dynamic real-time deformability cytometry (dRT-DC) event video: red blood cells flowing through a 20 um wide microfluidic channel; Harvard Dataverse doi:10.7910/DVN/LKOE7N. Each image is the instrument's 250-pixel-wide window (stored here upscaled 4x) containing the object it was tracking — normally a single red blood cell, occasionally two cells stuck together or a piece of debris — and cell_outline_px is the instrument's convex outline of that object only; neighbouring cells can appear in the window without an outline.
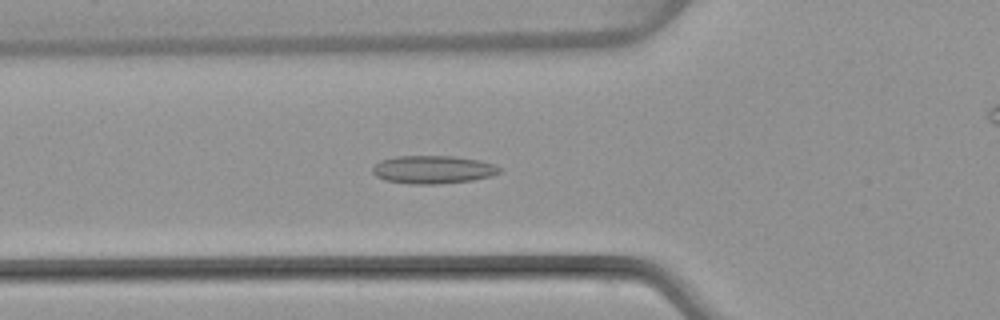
{"species": "common noctule bat (a hibernating species)", "species_latin": "Nyctalus noctula", "temperature_condition": "warm", "stored_images_in_passage": 51, "camera_frame_rate_fps": 3000, "um_per_image_px": 0.085, "animal": {"sex": "female", "body_mass_g": 22.7, "forearm_length_mm": 54.2}, "frame": {"image": 1, "passage_image": 18, "time_ms": 5.667, "image_size_px": [1000, 320], "cell_outline_px": [[504, 168], [500, 172], [488, 176], [472, 180], [436, 184], [408, 184], [384, 180], [376, 176], [372, 172], [372, 168], [380, 160], [396, 156], [452, 156], [480, 160], [496, 164]], "centroid_in_image_um": [36.8, 14.41], "position_along_channel_um": 89.0, "area_um2": 20.87}}
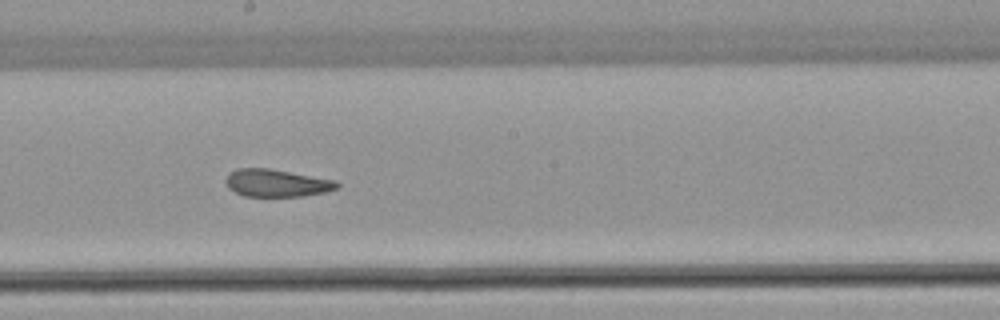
{"frame": {"image": 2, "passage_image": 28, "time_ms": 9.0, "image_size_px": [1000, 320], "cell_outline_px": [[340, 188], [324, 192], [304, 196], [244, 196], [228, 188], [224, 180], [228, 172], [236, 168], [268, 168], [336, 180], [340, 184]], "centroid_in_image_um": [23.5, 15.55], "position_along_channel_um": 224.7, "area_um2": 17.98}}
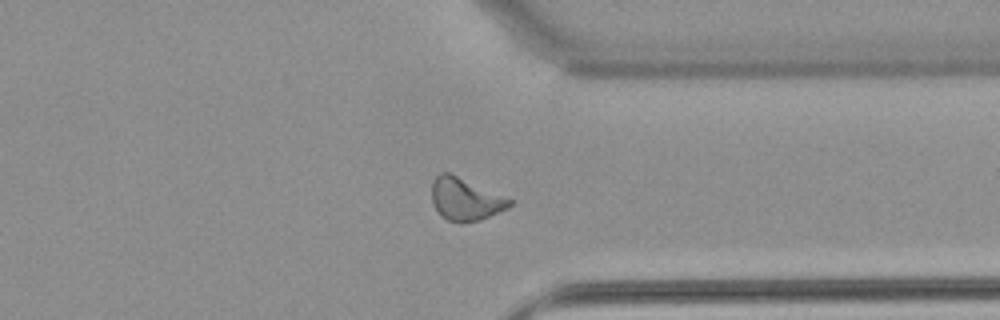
{"frame": {"image": 3, "passage_image": 39, "time_ms": 12.667, "image_size_px": [1000, 320], "cell_outline_px": [[512, 204], [508, 208], [480, 220], [460, 224], [448, 220], [436, 208], [432, 200], [432, 180], [440, 172], [448, 172], [512, 200]], "centroid_in_image_um": [39.54, 16.94], "position_along_channel_um": 371.9, "area_um2": 18.9}, "authors_computed_cell_mechanics": {"area_um2": 19.2474, "velocity_mm_per_s": 4.0629, "shape_relaxation_time_tau1_ms": null, "shape_relaxation_time_tau2_ms": 1.7459, "deformation_change_tau1": null, "deformation_change_tau2": 0.1012}}